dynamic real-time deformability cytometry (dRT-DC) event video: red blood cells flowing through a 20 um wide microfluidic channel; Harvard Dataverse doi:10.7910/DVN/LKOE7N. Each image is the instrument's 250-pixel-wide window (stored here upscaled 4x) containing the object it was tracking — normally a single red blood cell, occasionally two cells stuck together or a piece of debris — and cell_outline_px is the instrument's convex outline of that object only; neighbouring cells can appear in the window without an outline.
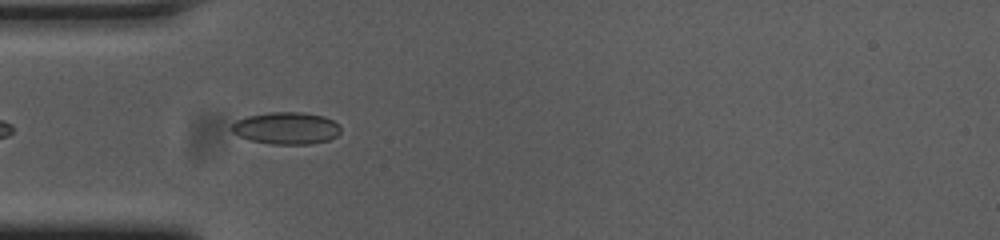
{"species": "common noctule bat (a hibernating species)", "species_latin": "Nyctalus noctula", "temperature_condition": "cold", "stored_images_in_passage": 8, "camera_frame_rate_fps": 3000, "um_per_image_px": 0.085, "animal": {"sex": "female", "body_mass_g": 23.0, "forearm_length_mm": 53.4}, "frame": {"image": 1, "passage_image": 4, "time_ms": 1.0, "image_size_px": [1000, 240], "cell_outline_px": [[340, 132], [336, 136], [328, 140], [308, 144], [272, 144], [252, 140], [240, 136], [232, 132], [228, 128], [236, 120], [248, 116], [272, 112], [300, 112], [324, 116], [332, 120], [340, 128]], "centroid_in_image_um": [24.31, 10.89], "position_along_channel_um": 60.7, "area_um2": 20.23}}
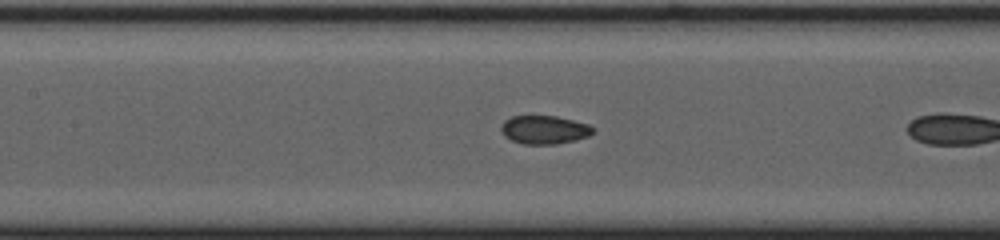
{"frame": {"image": 2, "passage_image": 7, "time_ms": 2.0, "image_size_px": [1000, 240], "cell_outline_px": [[596, 132], [588, 136], [576, 140], [556, 144], [524, 144], [512, 140], [504, 136], [500, 128], [504, 120], [512, 116], [556, 116], [588, 124], [596, 128]], "centroid_in_image_um": [46.29, 11.03], "position_along_channel_um": 161.1, "area_um2": 15.32}}